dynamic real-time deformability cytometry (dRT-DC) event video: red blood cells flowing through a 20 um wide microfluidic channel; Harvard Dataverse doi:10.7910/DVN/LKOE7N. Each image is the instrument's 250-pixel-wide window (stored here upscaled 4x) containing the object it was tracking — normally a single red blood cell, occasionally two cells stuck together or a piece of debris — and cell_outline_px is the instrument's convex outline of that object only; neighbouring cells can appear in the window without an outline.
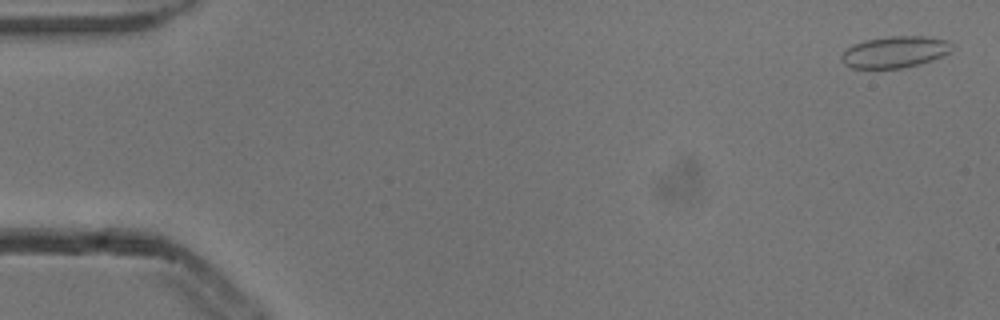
{"species": "common noctule bat (a hibernating species)", "species_latin": "Nyctalus noctula", "temperature_condition": "cold", "stored_images_in_passage": 3, "camera_frame_rate_fps": 3000, "um_per_image_px": 0.085, "animal": {"sex": "male", "body_mass_g": 13.3}, "frame": {"image": 1, "passage_image": 1, "time_ms": 0.0, "image_size_px": [1000, 320], "cell_outline_px": [[952, 52], [944, 56], [920, 64], [900, 68], [852, 68], [844, 64], [840, 60], [840, 56], [848, 48], [864, 40], [888, 36], [924, 36], [948, 40], [952, 44]], "centroid_in_image_um": [76.1, 4.42], "position_along_channel_um": 8.9, "area_um2": 20.4}}